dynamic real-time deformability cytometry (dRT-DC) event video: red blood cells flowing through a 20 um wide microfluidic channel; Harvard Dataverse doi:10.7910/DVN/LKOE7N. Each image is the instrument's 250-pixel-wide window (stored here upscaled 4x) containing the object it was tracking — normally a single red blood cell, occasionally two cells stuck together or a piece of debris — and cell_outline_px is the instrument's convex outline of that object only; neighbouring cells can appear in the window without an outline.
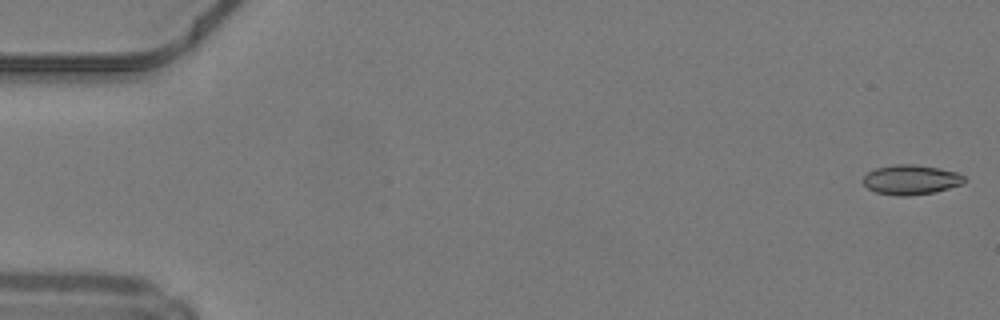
{"species": "common noctule bat (a hibernating species)", "species_latin": "Nyctalus noctula", "temperature_condition": "warm", "stored_images_in_passage": 49, "camera_frame_rate_fps": 3000, "um_per_image_px": 0.085, "animal": {"sex": "male", "body_mass_g": 19.2, "forearm_length_mm": 51.8}, "frame": {"image": 1, "passage_image": 1, "time_ms": 0.0, "image_size_px": [1000, 320], "cell_outline_px": [[964, 184], [936, 192], [908, 196], [896, 196], [876, 192], [868, 188], [864, 184], [864, 176], [868, 172], [876, 168], [896, 164], [916, 164], [940, 168], [960, 172], [964, 176]], "centroid_in_image_um": [77.48, 15.27], "position_along_channel_um": 7.5, "area_um2": 17.74}}
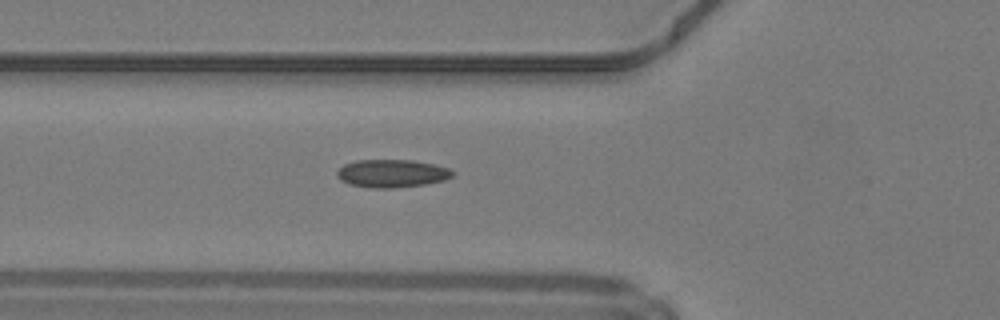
{"frame": {"image": 2, "passage_image": 18, "time_ms": 5.667, "image_size_px": [1000, 320], "cell_outline_px": [[456, 172], [452, 176], [444, 180], [424, 184], [392, 188], [376, 188], [348, 184], [340, 180], [336, 176], [336, 172], [344, 164], [356, 160], [412, 160], [432, 164], [448, 168]], "centroid_in_image_um": [33.29, 14.74], "position_along_channel_um": 92.5, "area_um2": 18.73}}
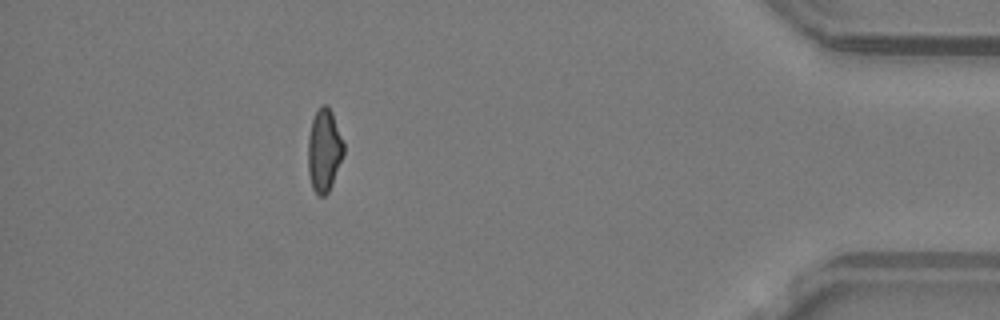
{"frame": {"image": 3, "passage_image": 44, "time_ms": 14.333, "image_size_px": [1000, 320], "cell_outline_px": [[344, 152], [332, 184], [328, 192], [324, 196], [320, 196], [312, 188], [308, 172], [308, 136], [312, 120], [320, 104], [328, 104], [332, 112], [344, 144]], "centroid_in_image_um": [27.54, 12.75], "position_along_channel_um": 407.7, "area_um2": 17.17}, "authors_computed_cell_mechanics": {"area_um2": 17.6868, "velocity_mm_per_s": 4.2417, "shape_relaxation_time_tau1_ms": null, "shape_relaxation_time_tau2_ms": 1.7106, "deformation_change_tau1": null, "deformation_change_tau2": 0.0859}}